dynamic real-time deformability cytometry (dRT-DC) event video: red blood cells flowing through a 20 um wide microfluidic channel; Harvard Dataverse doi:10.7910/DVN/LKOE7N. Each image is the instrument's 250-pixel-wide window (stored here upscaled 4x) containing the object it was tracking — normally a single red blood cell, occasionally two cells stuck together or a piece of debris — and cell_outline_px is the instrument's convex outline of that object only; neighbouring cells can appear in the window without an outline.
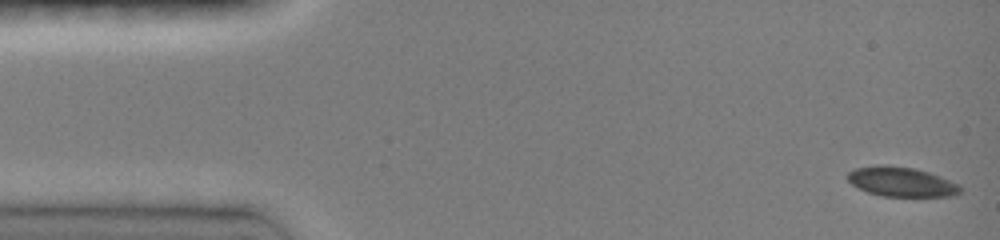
{"species": "common noctule bat (a hibernating species)", "species_latin": "Nyctalus noctula", "temperature_condition": "room temperature", "stored_images_in_passage": 29, "camera_frame_rate_fps": 3000, "um_per_image_px": 0.085, "animal": {"sex": "female", "body_mass_g": 19.0, "forearm_length_mm": 51.5}, "frame": {"image": 1, "passage_image": 1, "time_ms": 0.0, "image_size_px": [1000, 240], "cell_outline_px": [[960, 192], [952, 196], [880, 196], [868, 192], [852, 184], [844, 176], [848, 172], [856, 168], [880, 164], [912, 168], [928, 172], [940, 176], [960, 184]], "centroid_in_image_um": [76.59, 15.45], "position_along_channel_um": 8.4, "area_um2": 19.36}}
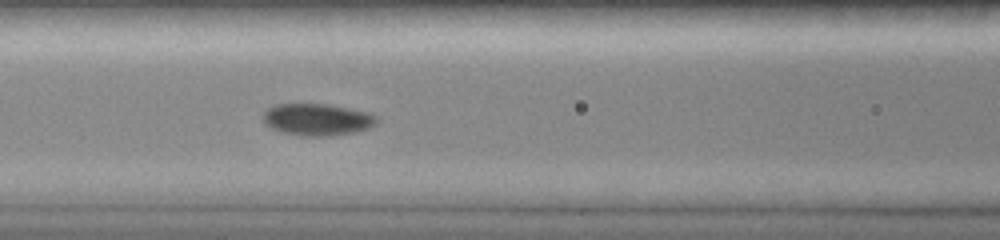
{"frame": {"image": 2, "passage_image": 18, "time_ms": 6.0, "image_size_px": [1000, 240], "cell_outline_px": [[376, 124], [368, 128], [356, 132], [332, 136], [300, 136], [280, 132], [264, 124], [264, 112], [268, 108], [276, 104], [328, 104], [368, 112], [376, 116]], "centroid_in_image_um": [26.95, 10.17], "position_along_channel_um": 139.6, "area_um2": 21.21}}
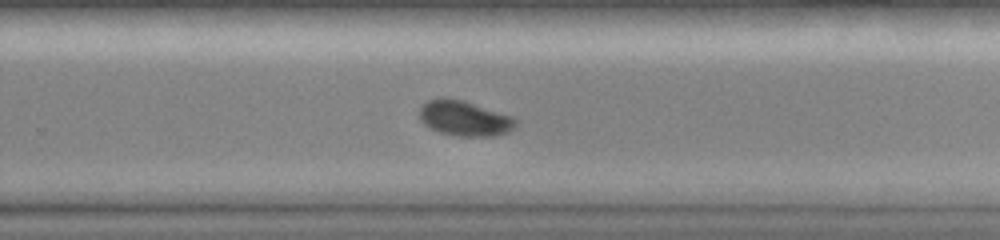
{"frame": {"image": 3, "passage_image": 29, "time_ms": 9.667, "image_size_px": [1000, 240], "cell_outline_px": [[520, 120], [508, 132], [496, 136], [460, 136], [440, 132], [424, 124], [420, 120], [420, 108], [428, 100], [440, 96], [448, 96], [464, 100], [516, 116]], "centroid_in_image_um": [39.54, 10.02], "position_along_channel_um": 290.3, "area_um2": 20.23}}